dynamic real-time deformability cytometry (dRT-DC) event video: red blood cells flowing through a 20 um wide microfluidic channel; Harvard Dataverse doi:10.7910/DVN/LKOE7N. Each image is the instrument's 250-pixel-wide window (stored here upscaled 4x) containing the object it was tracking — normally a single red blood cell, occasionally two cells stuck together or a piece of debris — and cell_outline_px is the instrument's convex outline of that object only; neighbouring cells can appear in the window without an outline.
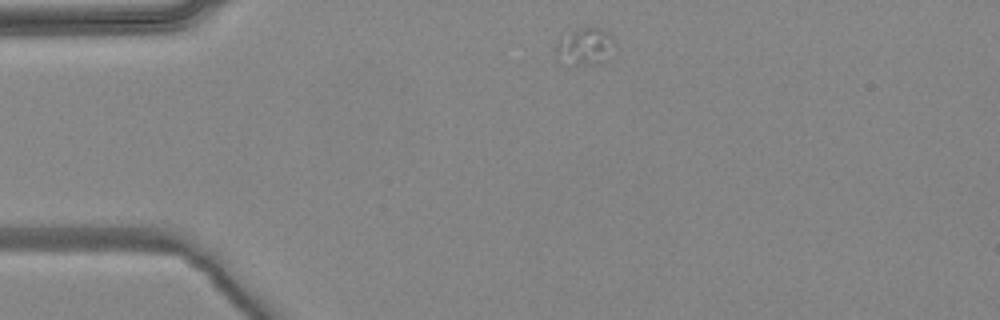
{"species": "common noctule bat (a hibernating species)", "species_latin": "Nyctalus noctula", "temperature_condition": "warm", "stored_images_in_passage": 2, "camera_frame_rate_fps": 3000, "um_per_image_px": 0.085, "animal": {"sex": "female", "body_mass_g": 24.6, "forearm_length_mm": 56.2}, "frame": {"image": 1, "passage_image": 1, "time_ms": 0.0, "image_size_px": [1000, 320], "cell_outline_px": [[616, 44], [592, 64], [576, 64], [556, 60], [556, 44], [560, 40], [572, 32], [580, 28], [604, 28], [616, 40]], "centroid_in_image_um": [49.68, 3.9], "position_along_channel_um": 35.3, "area_um2": 11.85}}